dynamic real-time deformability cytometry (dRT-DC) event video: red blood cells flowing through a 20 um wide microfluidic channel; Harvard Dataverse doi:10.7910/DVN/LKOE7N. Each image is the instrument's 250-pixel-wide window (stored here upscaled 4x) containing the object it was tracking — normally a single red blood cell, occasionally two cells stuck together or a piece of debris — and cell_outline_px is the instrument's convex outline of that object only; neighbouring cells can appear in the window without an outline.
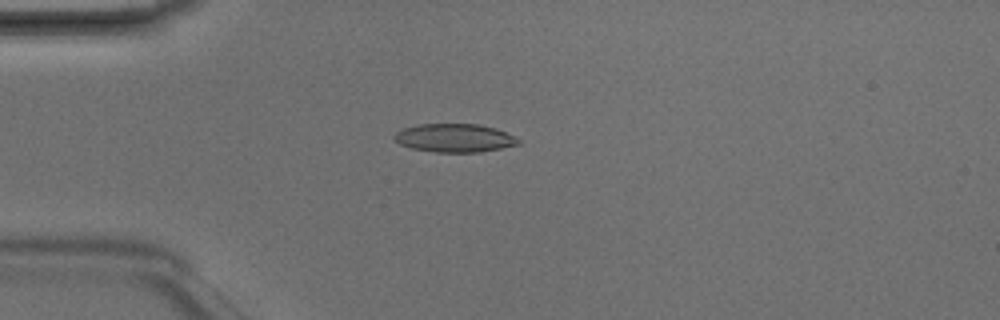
{"species": "Egyptian fruit bat (a non-hibernating species)", "species_latin": "Rousettus aegyptiacus", "temperature_condition": "room temperature", "stored_images_in_passage": 4, "camera_frame_rate_fps": 3000, "um_per_image_px": 0.085, "animal": {"sex": "male"}, "frame": {"image": 1, "passage_image": 4, "time_ms": 1.0, "image_size_px": [1000, 320], "cell_outline_px": [[520, 144], [480, 152], [436, 152], [412, 148], [400, 144], [392, 140], [392, 136], [396, 132], [404, 128], [420, 124], [476, 124], [496, 128], [520, 140]], "centroid_in_image_um": [38.59, 11.73], "position_along_channel_um": 46.4, "area_um2": 20.4}}